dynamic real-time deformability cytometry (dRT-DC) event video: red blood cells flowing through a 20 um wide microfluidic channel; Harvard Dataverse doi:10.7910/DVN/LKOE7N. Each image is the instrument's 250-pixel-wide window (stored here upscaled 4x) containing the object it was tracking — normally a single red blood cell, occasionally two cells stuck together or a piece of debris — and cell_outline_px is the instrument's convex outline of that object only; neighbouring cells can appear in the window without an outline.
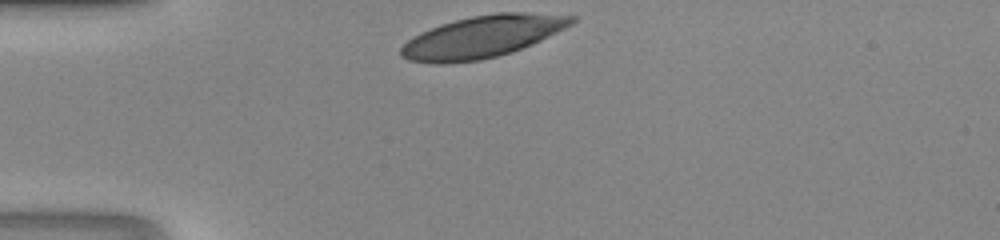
{"species": "human", "species_latin": "Homo sapiens", "temperature_condition": "room temperature", "stored_images_in_passage": 26, "camera_frame_rate_fps": 3000, "um_per_image_px": 0.085, "donor": {"sex": "male"}, "frame": {"image": 1, "passage_image": 1, "time_ms": 0.0, "image_size_px": [1000, 240], "cell_outline_px": [[576, 20], [572, 24], [540, 40], [512, 52], [480, 60], [444, 64], [436, 64], [408, 60], [400, 56], [400, 48], [408, 40], [420, 32], [440, 24], [472, 16], [496, 12], [528, 12], [576, 16]], "centroid_in_image_um": [40.97, 3.12], "position_along_channel_um": 44.0, "area_um2": 41.62}}
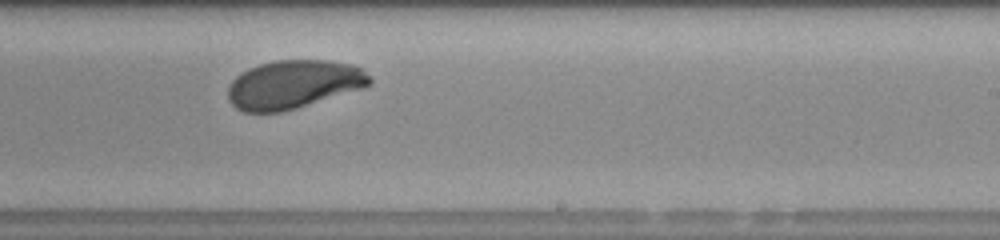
{"frame": {"image": 2, "passage_image": 18, "time_ms": 5.667, "image_size_px": [1000, 240], "cell_outline_px": [[372, 84], [360, 88], [296, 108], [280, 112], [244, 112], [236, 108], [228, 100], [228, 88], [232, 80], [240, 72], [248, 68], [260, 64], [276, 60], [328, 60], [348, 64], [360, 68], [372, 80]], "centroid_in_image_um": [24.88, 7.17], "position_along_channel_um": 264.1, "area_um2": 39.59}}
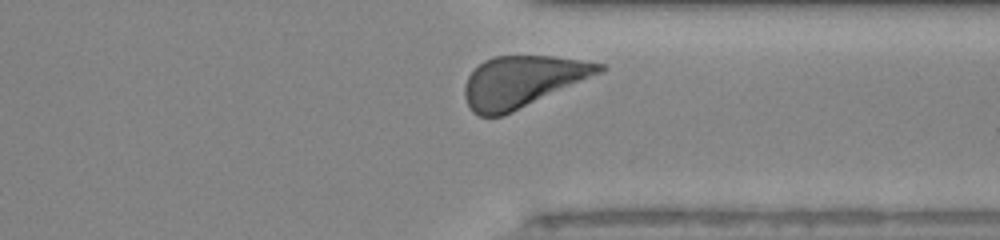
{"frame": {"image": 3, "passage_image": 25, "time_ms": 8.0, "image_size_px": [1000, 240], "cell_outline_px": [[608, 68], [604, 72], [504, 116], [480, 116], [472, 112], [468, 108], [464, 96], [464, 84], [468, 76], [484, 60], [492, 56], [556, 56], [604, 64]], "centroid_in_image_um": [44.41, 6.94], "position_along_channel_um": 367.0, "area_um2": 40.63}}